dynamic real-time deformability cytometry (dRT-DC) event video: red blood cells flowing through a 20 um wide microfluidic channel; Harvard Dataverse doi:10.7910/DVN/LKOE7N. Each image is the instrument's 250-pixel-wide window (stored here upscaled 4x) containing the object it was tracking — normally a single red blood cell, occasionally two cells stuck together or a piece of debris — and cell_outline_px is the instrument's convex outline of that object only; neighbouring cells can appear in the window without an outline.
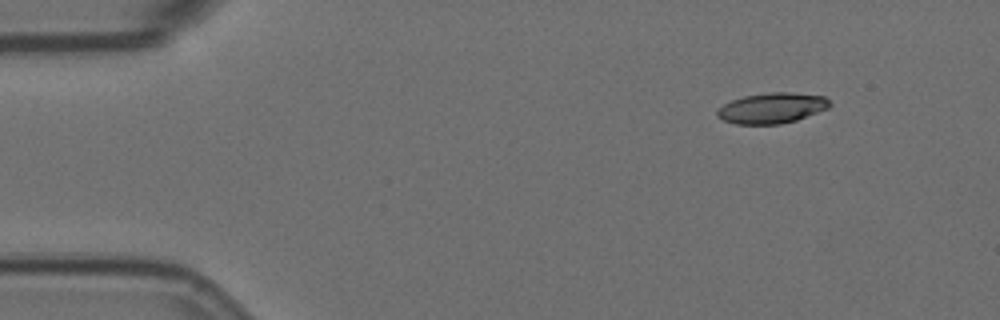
{"species": "Egyptian fruit bat (a non-hibernating species)", "species_latin": "Rousettus aegyptiacus", "temperature_condition": "room temperature", "stored_images_in_passage": 3, "camera_frame_rate_fps": 3000, "um_per_image_px": 0.085, "animal": {"sex": "female"}, "frame": {"image": 1, "passage_image": 1, "time_ms": 0.0, "image_size_px": [1000, 320], "cell_outline_px": [[832, 104], [828, 108], [796, 120], [780, 124], [736, 124], [724, 120], [716, 116], [716, 112], [724, 104], [732, 100], [744, 96], [772, 92], [792, 92], [824, 96]], "centroid_in_image_um": [65.62, 9.18], "position_along_channel_um": 19.4, "area_um2": 19.88}}
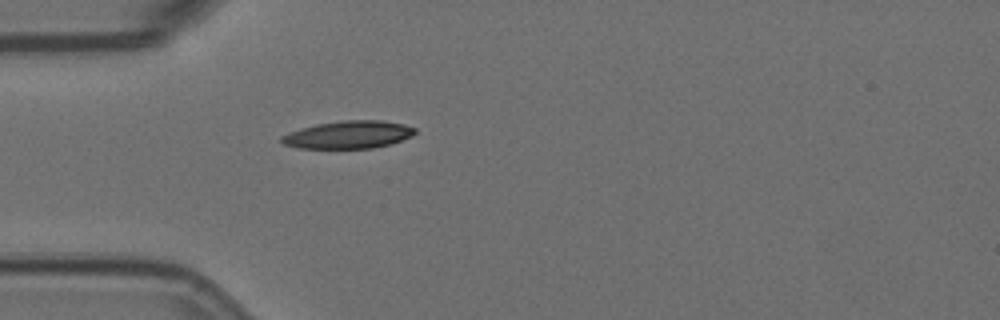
{"frame": {"image": 2, "passage_image": 3, "time_ms": 0.667, "image_size_px": [1000, 320], "cell_outline_px": [[416, 132], [412, 136], [392, 144], [372, 148], [300, 148], [284, 144], [280, 140], [280, 136], [300, 128], [316, 124], [344, 120], [380, 120], [404, 124], [416, 128]], "centroid_in_image_um": [29.63, 11.44], "position_along_channel_um": 55.4, "area_um2": 21.56}}